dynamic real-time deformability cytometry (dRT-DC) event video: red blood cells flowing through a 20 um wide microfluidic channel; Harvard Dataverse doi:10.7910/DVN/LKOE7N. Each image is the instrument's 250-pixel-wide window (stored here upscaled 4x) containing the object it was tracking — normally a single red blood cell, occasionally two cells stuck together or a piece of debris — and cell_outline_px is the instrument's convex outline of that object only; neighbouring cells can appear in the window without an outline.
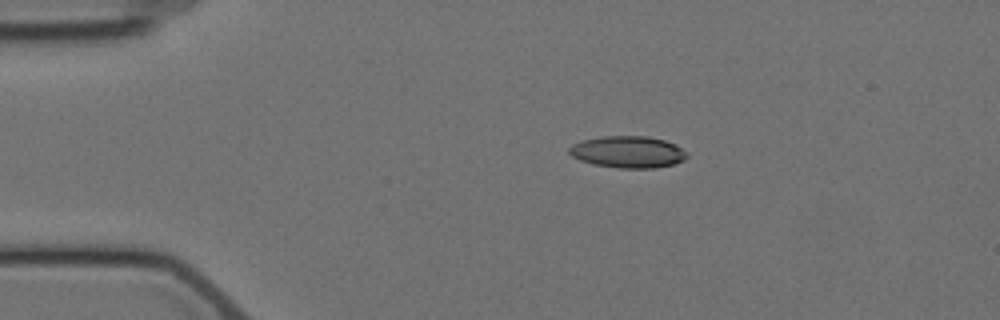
{"species": "Egyptian fruit bat (a non-hibernating species)", "species_latin": "Rousettus aegyptiacus", "temperature_condition": "cold", "stored_images_in_passage": 5, "camera_frame_rate_fps": 3000, "um_per_image_px": 0.085, "animal": {"sex": "female"}, "frame": {"image": 1, "passage_image": 3, "time_ms": 2.333, "image_size_px": [1000, 320], "cell_outline_px": [[688, 156], [684, 160], [672, 164], [656, 168], [620, 168], [592, 164], [580, 160], [572, 156], [568, 152], [568, 148], [572, 144], [580, 140], [600, 136], [644, 136], [664, 140], [676, 144], [688, 152]], "centroid_in_image_um": [53.36, 12.91], "position_along_channel_um": 31.6, "area_um2": 22.02}}
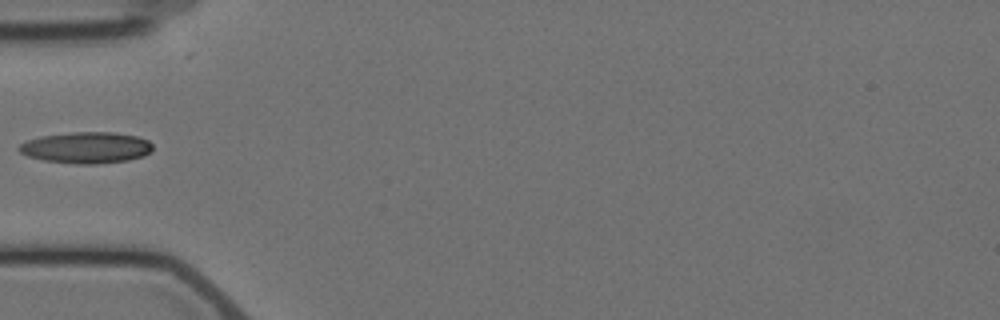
{"frame": {"image": 2, "passage_image": 5, "time_ms": 5.0, "image_size_px": [1000, 320], "cell_outline_px": [[152, 152], [144, 156], [128, 160], [92, 164], [76, 164], [44, 160], [28, 156], [20, 152], [16, 148], [20, 144], [28, 140], [40, 136], [72, 132], [112, 132], [136, 136], [148, 140], [152, 144]], "centroid_in_image_um": [7.34, 12.54], "position_along_channel_um": 77.7, "area_um2": 24.39}}